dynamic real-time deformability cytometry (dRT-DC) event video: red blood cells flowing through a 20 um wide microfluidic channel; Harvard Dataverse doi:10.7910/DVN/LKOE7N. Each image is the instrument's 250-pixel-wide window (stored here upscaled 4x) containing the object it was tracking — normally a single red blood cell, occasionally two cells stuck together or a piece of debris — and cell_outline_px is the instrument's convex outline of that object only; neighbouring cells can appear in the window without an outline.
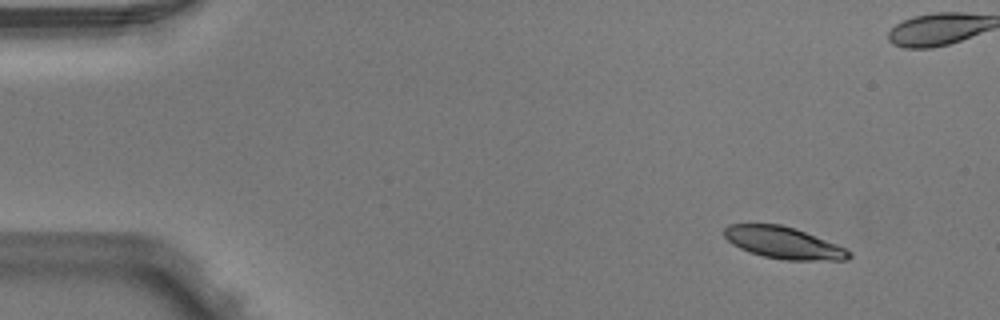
{"species": "Egyptian fruit bat (a non-hibernating species)", "species_latin": "Rousettus aegyptiacus", "temperature_condition": "warm", "stored_images_in_passage": 4, "camera_frame_rate_fps": 3000, "um_per_image_px": 0.085, "animal": {"sex": "male"}, "frame": {"image": 1, "passage_image": 1, "time_ms": 0.0, "image_size_px": [1000, 320], "cell_outline_px": [[852, 256], [848, 260], [784, 260], [764, 256], [748, 252], [732, 244], [724, 236], [724, 228], [728, 224], [780, 224], [796, 228], [836, 244], [852, 252]], "centroid_in_image_um": [66.6, 20.64], "position_along_channel_um": 18.4, "area_um2": 23.18}}